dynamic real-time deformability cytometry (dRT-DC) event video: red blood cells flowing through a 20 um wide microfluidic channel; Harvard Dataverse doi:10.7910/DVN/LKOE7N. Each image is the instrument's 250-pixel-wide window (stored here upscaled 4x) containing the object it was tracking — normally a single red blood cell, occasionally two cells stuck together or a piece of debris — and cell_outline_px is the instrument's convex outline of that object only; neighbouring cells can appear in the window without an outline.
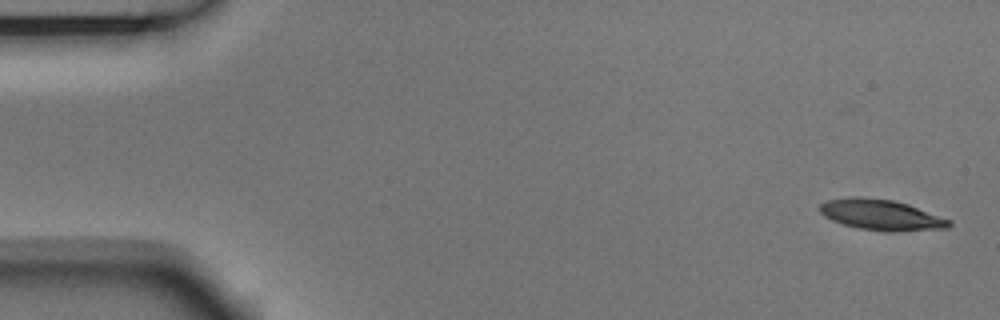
{"species": "Egyptian fruit bat (a non-hibernating species)", "species_latin": "Rousettus aegyptiacus", "temperature_condition": "room temperature", "stored_images_in_passage": 4, "camera_frame_rate_fps": 3000, "um_per_image_px": 0.085, "animal": {"sex": "male"}, "frame": {"image": 1, "passage_image": 1, "time_ms": 0.0, "image_size_px": [1000, 320], "cell_outline_px": [[952, 224], [948, 228], [892, 232], [884, 232], [856, 228], [832, 220], [824, 216], [820, 212], [820, 204], [828, 200], [848, 196], [864, 196], [892, 200], [908, 204], [952, 220]], "centroid_in_image_um": [74.91, 18.26], "position_along_channel_um": 10.1, "area_um2": 23.41}}
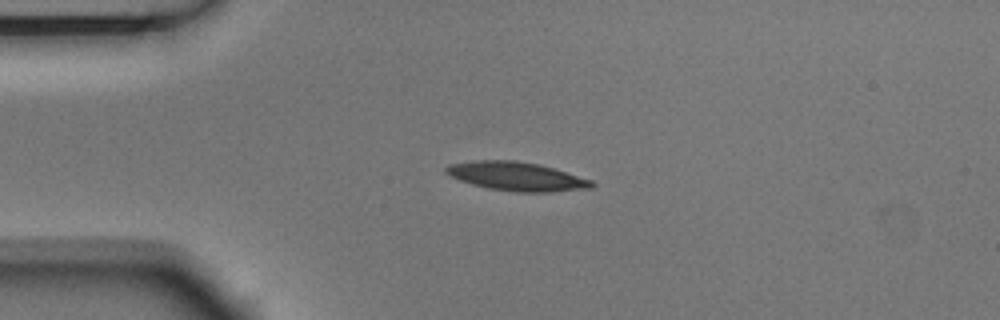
{"frame": {"image": 2, "passage_image": 4, "time_ms": 1.0, "image_size_px": [1000, 320], "cell_outline_px": [[596, 184], [592, 188], [552, 192], [516, 192], [488, 188], [472, 184], [448, 176], [444, 172], [444, 168], [448, 164], [476, 160], [516, 160], [536, 164], [552, 168], [592, 180]], "centroid_in_image_um": [43.87, 14.99], "position_along_channel_um": 41.1, "area_um2": 24.45}}